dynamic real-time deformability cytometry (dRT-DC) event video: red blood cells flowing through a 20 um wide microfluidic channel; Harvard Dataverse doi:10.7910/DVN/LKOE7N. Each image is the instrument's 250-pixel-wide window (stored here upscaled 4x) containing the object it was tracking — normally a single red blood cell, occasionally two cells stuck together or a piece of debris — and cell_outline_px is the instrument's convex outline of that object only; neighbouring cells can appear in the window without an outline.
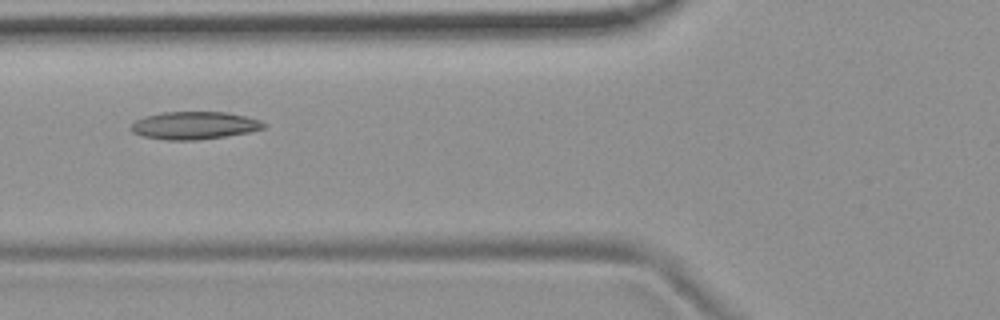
{"species": "common noctule bat (a hibernating species)", "species_latin": "Nyctalus noctula", "temperature_condition": "room temperature", "stored_images_in_passage": 9, "camera_frame_rate_fps": 3000, "um_per_image_px": 0.085, "animal": {"sex": "female", "body_mass_g": 19.9}, "frame": {"image": 1, "passage_image": 4, "time_ms": 1.0, "image_size_px": [1000, 320], "cell_outline_px": [[268, 124], [264, 128], [248, 132], [224, 136], [196, 140], [164, 140], [144, 136], [132, 132], [128, 128], [136, 120], [144, 116], [164, 112], [228, 112], [260, 120]], "centroid_in_image_um": [16.5, 10.66], "position_along_channel_um": 109.3, "area_um2": 21.39}}